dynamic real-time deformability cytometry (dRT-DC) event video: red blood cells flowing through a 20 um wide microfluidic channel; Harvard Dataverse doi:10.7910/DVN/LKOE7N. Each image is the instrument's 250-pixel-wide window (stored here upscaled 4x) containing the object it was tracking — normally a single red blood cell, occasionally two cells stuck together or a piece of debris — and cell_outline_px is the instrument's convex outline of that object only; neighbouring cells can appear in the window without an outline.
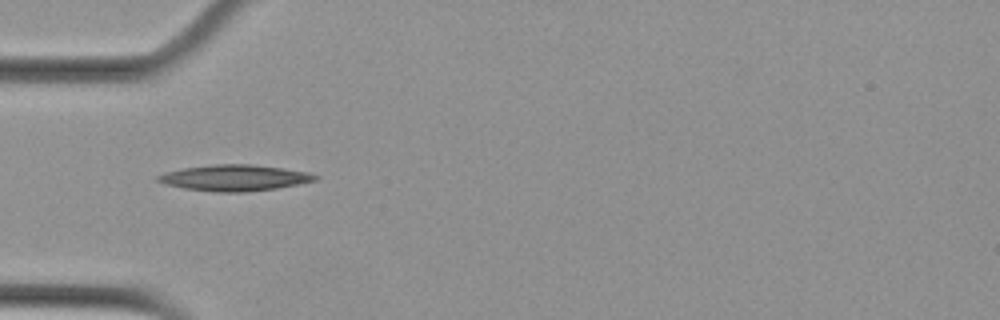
{"species": "Egyptian fruit bat (a non-hibernating species)", "species_latin": "Rousettus aegyptiacus", "temperature_condition": "cold", "stored_images_in_passage": 2, "camera_frame_rate_fps": 3000, "um_per_image_px": 0.085, "animal": {"sex": "female"}, "frame": {"image": 1, "passage_image": 1, "time_ms": 0.0, "image_size_px": [1000, 320], "cell_outline_px": [[320, 176], [316, 180], [276, 188], [244, 192], [216, 192], [184, 188], [164, 184], [156, 180], [156, 176], [164, 172], [184, 168], [216, 164], [248, 164], [284, 168], [308, 172]], "centroid_in_image_um": [19.91, 15.11], "position_along_channel_um": 65.1, "area_um2": 23.76}}
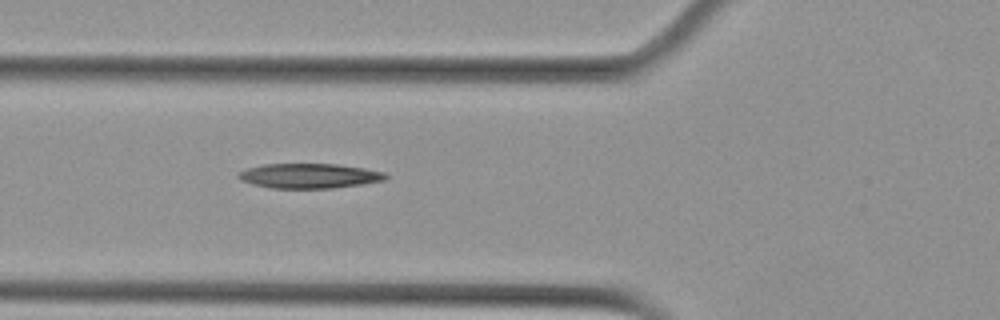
{"frame": {"image": 2, "passage_image": 2, "time_ms": 0.333, "image_size_px": [1000, 320], "cell_outline_px": [[388, 176], [384, 180], [360, 184], [332, 188], [272, 188], [252, 184], [240, 180], [236, 176], [240, 172], [248, 168], [264, 164], [336, 164], [364, 168], [384, 172]], "centroid_in_image_um": [26.26, 14.95], "position_along_channel_um": 99.5, "area_um2": 21.1}}